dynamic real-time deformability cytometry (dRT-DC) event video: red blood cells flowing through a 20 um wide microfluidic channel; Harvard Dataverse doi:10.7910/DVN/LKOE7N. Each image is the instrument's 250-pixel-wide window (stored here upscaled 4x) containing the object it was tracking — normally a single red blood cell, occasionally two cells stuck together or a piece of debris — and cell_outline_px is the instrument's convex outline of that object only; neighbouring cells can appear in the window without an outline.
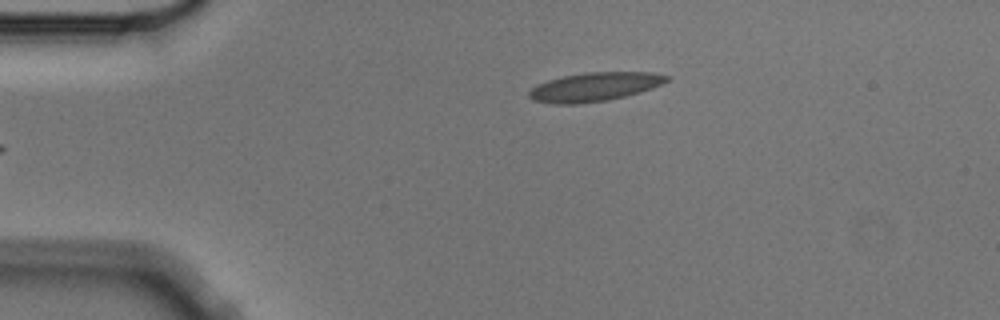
{"species": "Egyptian fruit bat (a non-hibernating species)", "species_latin": "Rousettus aegyptiacus", "temperature_condition": "cold", "stored_images_in_passage": 2, "camera_frame_rate_fps": 3000, "um_per_image_px": 0.085, "animal": {"sex": "male"}, "frame": {"image": 1, "passage_image": 2, "time_ms": 0.333, "image_size_px": [1000, 320], "cell_outline_px": [[672, 76], [668, 80], [652, 88], [640, 92], [608, 100], [580, 104], [552, 104], [532, 100], [528, 96], [528, 92], [536, 84], [548, 80], [564, 76], [588, 72], [652, 72]], "centroid_in_image_um": [50.52, 7.39], "position_along_channel_um": 34.5, "area_um2": 23.18}}